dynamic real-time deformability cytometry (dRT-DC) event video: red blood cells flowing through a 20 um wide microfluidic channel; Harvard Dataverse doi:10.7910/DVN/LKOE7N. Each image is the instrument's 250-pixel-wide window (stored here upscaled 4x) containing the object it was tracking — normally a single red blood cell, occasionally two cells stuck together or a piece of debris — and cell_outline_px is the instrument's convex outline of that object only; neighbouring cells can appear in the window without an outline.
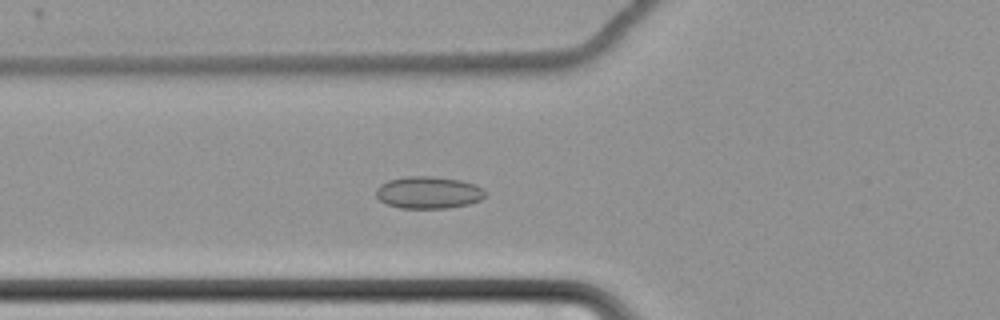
{"species": "common noctule bat (a hibernating species)", "species_latin": "Nyctalus noctula", "temperature_condition": "cold", "stored_images_in_passage": 66, "camera_frame_rate_fps": 3000, "um_per_image_px": 0.085, "animal": {"sex": "female", "body_mass_g": 22.7, "forearm_length_mm": 54.2}, "frame": {"image": 1, "passage_image": 28, "time_ms": 9.0, "image_size_px": [1000, 320], "cell_outline_px": [[484, 196], [480, 200], [468, 204], [448, 208], [400, 208], [388, 204], [380, 200], [376, 196], [376, 188], [380, 184], [388, 180], [408, 176], [432, 176], [460, 180], [476, 184], [484, 188]], "centroid_in_image_um": [36.41, 16.36], "position_along_channel_um": 89.4, "area_um2": 20.46}}
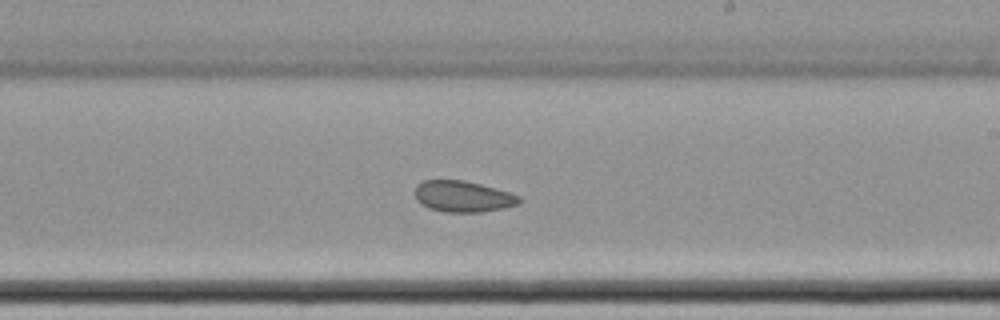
{"frame": {"image": 2, "passage_image": 42, "time_ms": 13.667, "image_size_px": [1000, 320], "cell_outline_px": [[524, 200], [520, 204], [504, 208], [480, 212], [444, 212], [428, 208], [420, 204], [416, 200], [416, 184], [424, 180], [464, 180], [496, 188], [520, 196]], "centroid_in_image_um": [39.37, 16.7], "position_along_channel_um": 249.6, "area_um2": 19.13}}
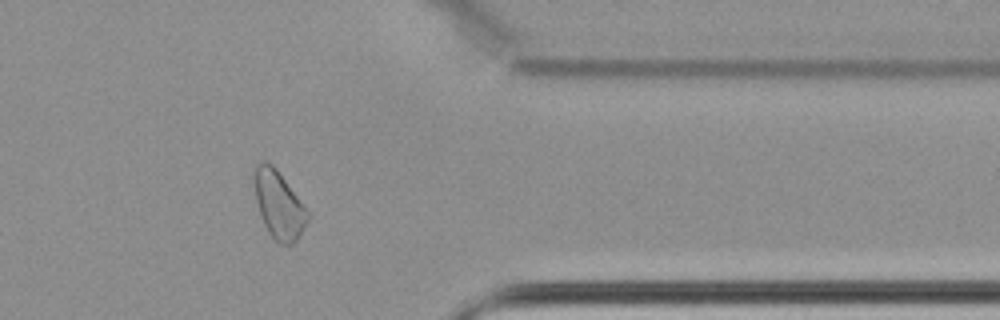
{"frame": {"image": 3, "passage_image": 55, "time_ms": 18.0, "image_size_px": [1000, 320], "cell_outline_px": [[312, 216], [296, 240], [292, 244], [280, 244], [268, 232], [260, 216], [256, 200], [252, 176], [256, 164], [260, 160], [264, 160], [272, 164], [276, 168], [312, 212]], "centroid_in_image_um": [23.72, 17.36], "position_along_channel_um": 387.7, "area_um2": 21.73}, "authors_computed_cell_mechanics": {"area_um2": 21.5594, "velocity_mm_per_s": 3.4503, "shape_relaxation_time_tau1_ms": null, "shape_relaxation_time_tau2_ms": 5.4528, "deformation_change_tau1": null, "deformation_change_tau2": 0.1008}}